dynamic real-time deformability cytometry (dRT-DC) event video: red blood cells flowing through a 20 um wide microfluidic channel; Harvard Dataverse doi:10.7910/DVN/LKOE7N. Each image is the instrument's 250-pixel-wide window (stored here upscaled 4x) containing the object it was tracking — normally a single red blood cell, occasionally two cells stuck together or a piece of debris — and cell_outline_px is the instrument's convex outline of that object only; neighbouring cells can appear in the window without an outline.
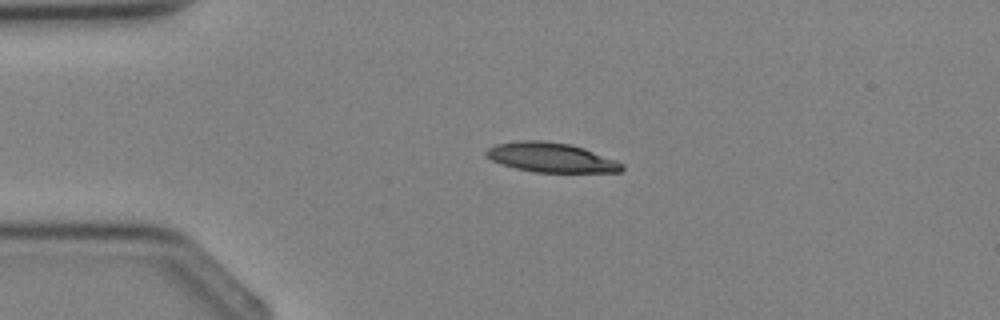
{"species": "Egyptian fruit bat (a non-hibernating species)", "species_latin": "Rousettus aegyptiacus", "temperature_condition": "cold", "stored_images_in_passage": 3, "camera_frame_rate_fps": 3000, "um_per_image_px": 0.085, "animal": {"sex": "female"}, "frame": {"image": 1, "passage_image": 3, "time_ms": 2.333, "image_size_px": [1000, 320], "cell_outline_px": [[624, 168], [620, 172], [536, 172], [516, 168], [500, 164], [484, 156], [484, 152], [488, 148], [496, 144], [520, 140], [540, 140], [572, 144], [584, 148], [616, 160], [624, 164]], "centroid_in_image_um": [46.83, 13.38], "position_along_channel_um": 38.2, "area_um2": 23.47}}